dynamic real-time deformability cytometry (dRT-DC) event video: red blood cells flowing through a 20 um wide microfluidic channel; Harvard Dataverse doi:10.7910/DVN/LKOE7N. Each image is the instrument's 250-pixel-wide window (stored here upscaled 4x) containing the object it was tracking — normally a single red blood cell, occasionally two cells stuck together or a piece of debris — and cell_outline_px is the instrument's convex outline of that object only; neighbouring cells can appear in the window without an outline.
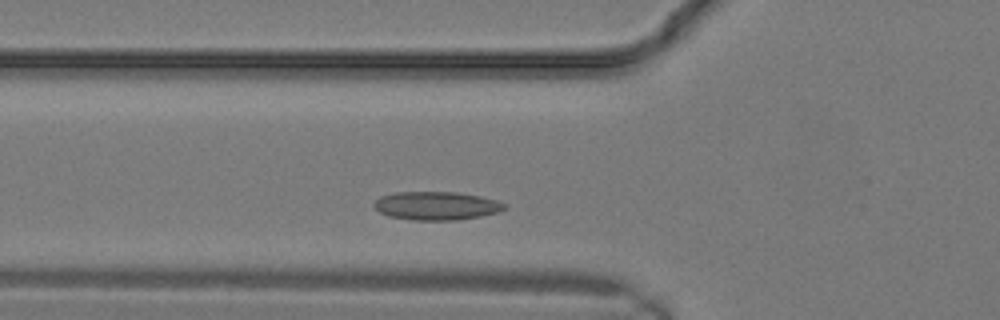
{"species": "common noctule bat (a hibernating species)", "species_latin": "Nyctalus noctula", "temperature_condition": "warm", "stored_images_in_passage": 6, "camera_frame_rate_fps": 3000, "um_per_image_px": 0.085, "animal": {"sex": "male", "body_mass_g": 19.2, "forearm_length_mm": 51.8}, "frame": {"image": 1, "passage_image": 4, "time_ms": 1.0, "image_size_px": [1000, 320], "cell_outline_px": [[508, 208], [500, 212], [480, 216], [456, 220], [412, 220], [388, 216], [380, 212], [372, 204], [380, 196], [396, 192], [456, 192], [480, 196], [496, 200], [508, 204]], "centroid_in_image_um": [37.13, 17.49], "position_along_channel_um": 88.7, "area_um2": 21.73}}
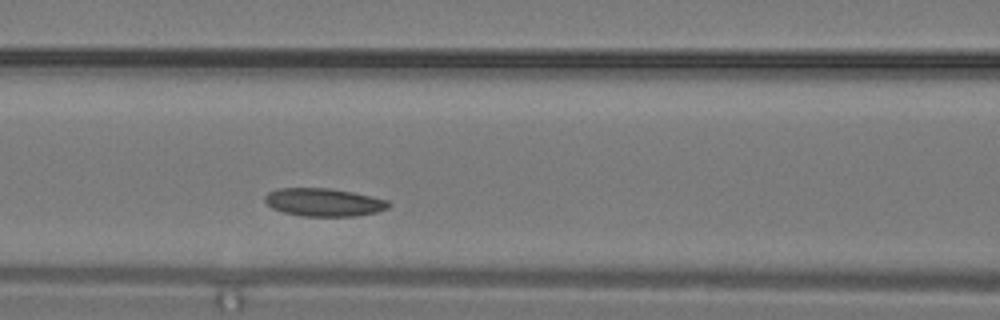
{"frame": {"image": 2, "passage_image": 6, "time_ms": 1.667, "image_size_px": [1000, 320], "cell_outline_px": [[392, 204], [388, 208], [376, 212], [356, 216], [300, 216], [284, 212], [272, 208], [264, 200], [264, 196], [268, 192], [276, 188], [328, 188], [352, 192], [388, 200]], "centroid_in_image_um": [27.51, 17.19], "position_along_channel_um": 139.1, "area_um2": 20.23}}